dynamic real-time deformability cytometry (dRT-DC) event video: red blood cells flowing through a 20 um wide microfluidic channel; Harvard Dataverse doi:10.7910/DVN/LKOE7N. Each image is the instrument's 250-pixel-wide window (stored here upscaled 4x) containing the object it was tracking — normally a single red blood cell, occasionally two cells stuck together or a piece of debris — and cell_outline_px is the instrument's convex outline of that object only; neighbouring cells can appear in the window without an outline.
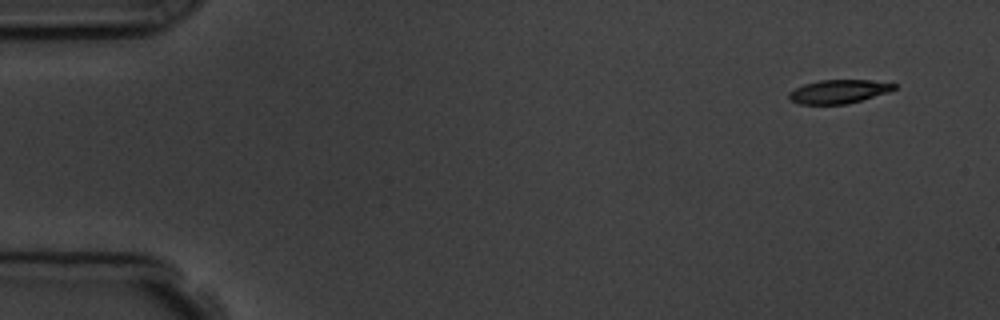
{"species": "common noctule bat (a hibernating species)", "species_latin": "Nyctalus noctula", "temperature_condition": "room temperature", "stored_images_in_passage": 5, "camera_frame_rate_fps": 3000, "um_per_image_px": 0.085, "animal": {"sex": "male", "body_mass_g": 19.5, "forearm_length_mm": 54.6}, "frame": {"image": 1, "passage_image": 1, "time_ms": 0.0, "image_size_px": [1000, 320], "cell_outline_px": [[896, 88], [888, 92], [848, 104], [800, 104], [788, 100], [788, 92], [804, 84], [820, 80], [868, 80], [896, 84]], "centroid_in_image_um": [71.24, 7.79], "position_along_channel_um": 13.8, "area_um2": 14.45}}
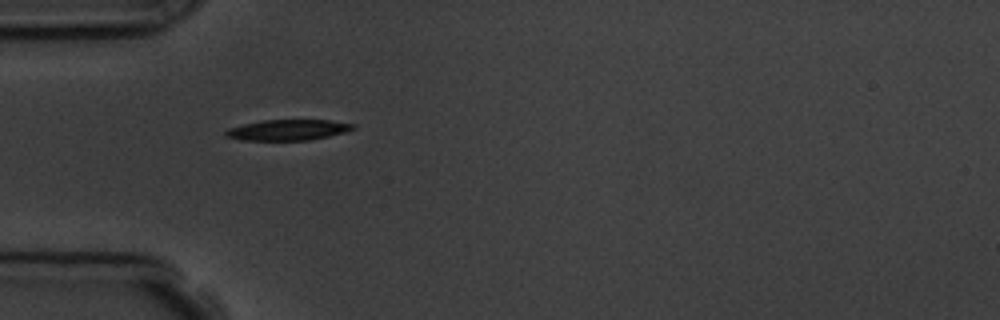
{"frame": {"image": 2, "passage_image": 5, "time_ms": 4.333, "image_size_px": [1000, 320], "cell_outline_px": [[356, 128], [344, 132], [328, 136], [308, 140], [240, 140], [224, 136], [224, 132], [228, 128], [244, 124], [264, 120], [328, 120], [356, 124]], "centroid_in_image_um": [24.46, 11.04], "position_along_channel_um": 60.5, "area_um2": 15.32}}